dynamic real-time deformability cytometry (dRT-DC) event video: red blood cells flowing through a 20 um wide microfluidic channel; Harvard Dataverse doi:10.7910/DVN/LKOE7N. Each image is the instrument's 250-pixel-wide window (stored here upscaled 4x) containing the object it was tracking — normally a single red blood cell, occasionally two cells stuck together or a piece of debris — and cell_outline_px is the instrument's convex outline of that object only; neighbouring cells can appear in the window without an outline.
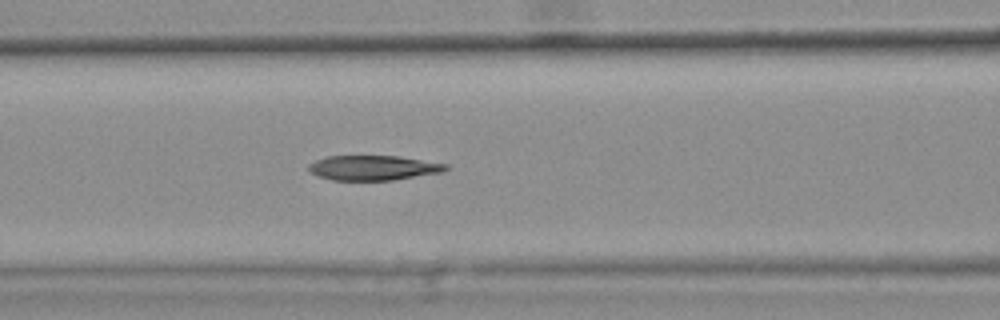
{"species": "common noctule bat (a hibernating species)", "species_latin": "Nyctalus noctula", "temperature_condition": "warm", "stored_images_in_passage": 43, "camera_frame_rate_fps": 3000, "um_per_image_px": 0.085, "animal": {"sex": "female", "body_mass_g": 25.1}, "frame": {"image": 1, "passage_image": 19, "time_ms": 6.0, "image_size_px": [1000, 320], "cell_outline_px": [[448, 168], [444, 172], [392, 180], [332, 180], [320, 176], [312, 172], [308, 168], [308, 164], [324, 156], [400, 156], [448, 164]], "centroid_in_image_um": [31.76, 14.26], "position_along_channel_um": 134.8, "area_um2": 19.83}, "authors_computed_cell_mechanics": {"area_um2": 21.097, "velocity_mm_per_s": 3.8078, "shape_relaxation_time_tau1_ms": null, "shape_relaxation_time_tau2_ms": 4.5161, "deformation_change_tau1": null, "deformation_change_tau2": 0.1325}}